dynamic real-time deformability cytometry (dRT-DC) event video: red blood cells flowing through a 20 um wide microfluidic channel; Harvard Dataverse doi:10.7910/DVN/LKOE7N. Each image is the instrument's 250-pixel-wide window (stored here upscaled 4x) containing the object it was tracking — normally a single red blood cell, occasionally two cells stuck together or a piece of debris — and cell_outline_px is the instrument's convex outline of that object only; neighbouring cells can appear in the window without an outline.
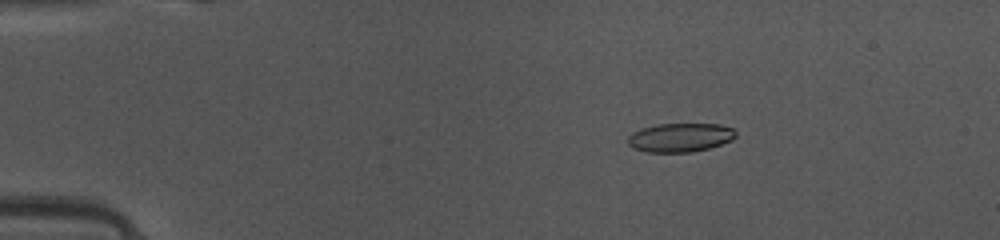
{"species": "common noctule bat (a hibernating species)", "species_latin": "Nyctalus noctula", "temperature_condition": "warm", "stored_images_in_passage": 49, "camera_frame_rate_fps": 3000, "um_per_image_px": 0.085, "animal": {"sex": "female", "body_mass_g": 10.0, "forearm_length_mm": 53.1}, "frame": {"image": 1, "passage_image": 9, "time_ms": 2.667, "image_size_px": [1000, 240], "cell_outline_px": [[736, 136], [732, 140], [708, 148], [688, 152], [648, 152], [636, 148], [628, 144], [628, 136], [632, 132], [640, 128], [656, 124], [720, 124], [732, 128], [736, 132]], "centroid_in_image_um": [57.81, 11.67], "position_along_channel_um": 27.2, "area_um2": 18.03}}
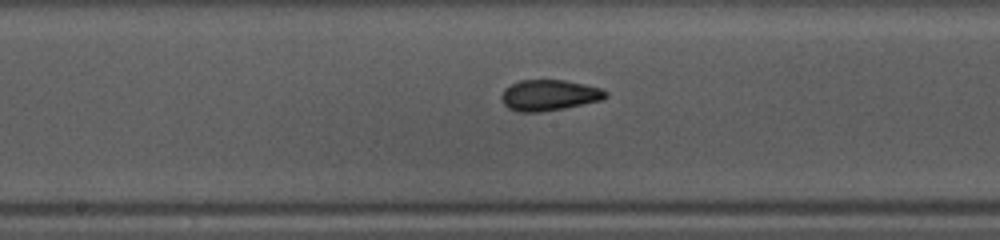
{"frame": {"image": 2, "passage_image": 26, "time_ms": 8.333, "image_size_px": [1000, 240], "cell_outline_px": [[608, 96], [600, 100], [564, 108], [540, 112], [520, 112], [508, 108], [500, 100], [500, 96], [504, 88], [520, 80], [564, 80], [604, 88], [608, 92]], "centroid_in_image_um": [46.67, 8.09], "position_along_channel_um": 201.5, "area_um2": 18.84}}
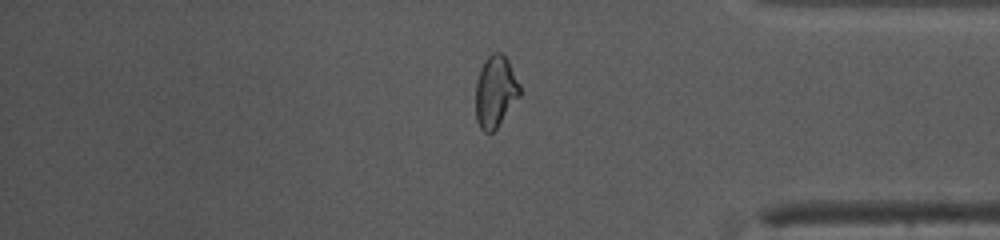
{"frame": {"image": 3, "passage_image": 41, "time_ms": 13.333, "image_size_px": [1000, 240], "cell_outline_px": [[520, 96], [496, 128], [492, 132], [484, 132], [480, 128], [476, 120], [476, 84], [480, 68], [484, 60], [492, 52], [500, 52], [508, 60], [520, 84]], "centroid_in_image_um": [42.1, 7.77], "position_along_channel_um": 393.1, "area_um2": 18.38}, "authors_computed_cell_mechanics": {"area_um2": 18.5538, "velocity_mm_per_s": 4.1601, "shape_relaxation_time_tau1_ms": null, "shape_relaxation_time_tau2_ms": 0.8791, "deformation_change_tau1": null, "deformation_change_tau2": 0.0664}}